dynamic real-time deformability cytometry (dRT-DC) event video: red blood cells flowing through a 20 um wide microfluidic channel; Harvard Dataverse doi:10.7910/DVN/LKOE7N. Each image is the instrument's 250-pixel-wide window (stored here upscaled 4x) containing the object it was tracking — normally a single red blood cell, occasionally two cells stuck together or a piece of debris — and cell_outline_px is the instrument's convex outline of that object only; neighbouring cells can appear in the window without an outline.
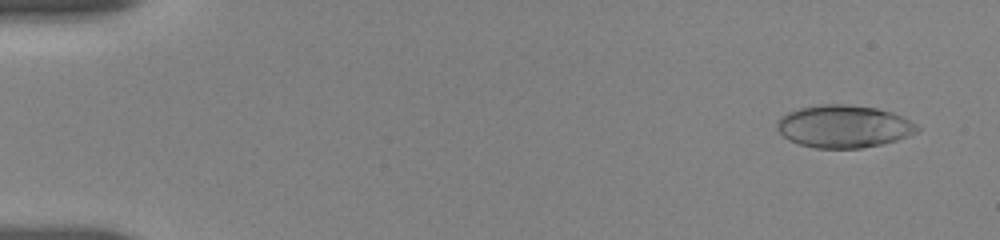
{"species": "human", "species_latin": "Homo sapiens", "temperature_condition": "room temperature", "stored_images_in_passage": 54, "camera_frame_rate_fps": 3000, "um_per_image_px": 0.085, "donor": {"sex": "female"}, "frame": {"image": 1, "passage_image": 3, "time_ms": 0.667, "image_size_px": [1000, 240], "cell_outline_px": [[920, 128], [916, 132], [908, 136], [896, 140], [880, 144], [860, 148], [816, 148], [800, 144], [788, 140], [776, 128], [776, 120], [780, 116], [788, 112], [800, 108], [820, 104], [844, 104], [876, 108], [892, 112], [916, 124]], "centroid_in_image_um": [71.68, 10.74], "position_along_channel_um": 13.3, "area_um2": 34.62}}
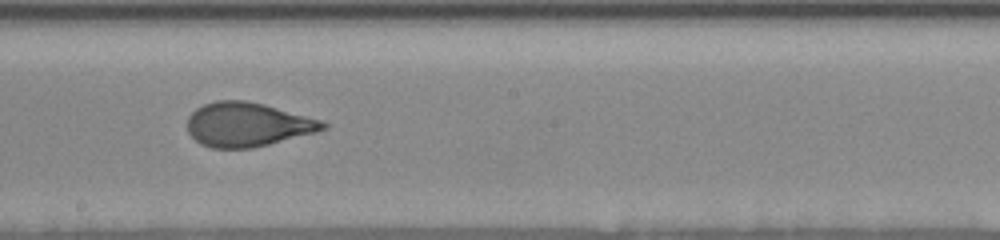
{"frame": {"image": 2, "passage_image": 31, "time_ms": 10.0, "image_size_px": [1000, 240], "cell_outline_px": [[328, 128], [316, 132], [252, 148], [212, 148], [200, 144], [188, 132], [188, 116], [196, 108], [204, 104], [216, 100], [244, 100], [264, 104], [324, 120], [328, 124]], "centroid_in_image_um": [21.05, 10.58], "position_along_channel_um": 227.1, "area_um2": 34.91}}
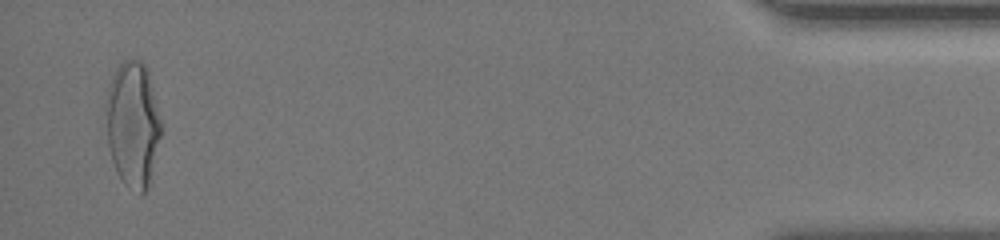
{"frame": {"image": 3, "passage_image": 53, "time_ms": 17.333, "image_size_px": [1000, 240], "cell_outline_px": [[160, 136], [148, 184], [144, 192], [140, 196], [124, 184], [112, 160], [108, 144], [104, 108], [104, 104], [108, 84], [116, 68], [124, 60], [140, 60], [144, 64], [148, 72], [160, 124]], "centroid_in_image_um": [11.23, 10.54], "position_along_channel_um": 424.0, "area_um2": 39.82}, "authors_computed_cell_mechanics": {"area_um2": 35.0268, "velocity_mm_per_s": 3.6843, "shape_relaxation_time_tau1_ms": 4.6271, "shape_relaxation_time_tau2_ms": 0.8318, "deformation_change_tau1": 0.1943, "deformation_change_tau2": 0.0745}}